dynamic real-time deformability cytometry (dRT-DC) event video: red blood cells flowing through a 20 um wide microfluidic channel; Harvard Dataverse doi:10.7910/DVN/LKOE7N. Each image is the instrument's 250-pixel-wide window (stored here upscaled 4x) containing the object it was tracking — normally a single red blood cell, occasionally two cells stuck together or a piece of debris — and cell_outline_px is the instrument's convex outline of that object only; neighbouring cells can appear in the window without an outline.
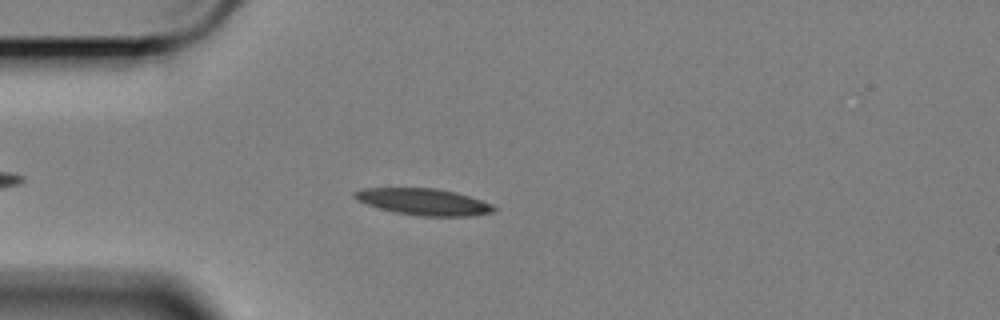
{"species": "Egyptian fruit bat (a non-hibernating species)", "species_latin": "Rousettus aegyptiacus", "temperature_condition": "cold", "stored_images_in_passage": 35, "camera_frame_rate_fps": 3000, "um_per_image_px": 0.085, "animal": {"sex": "female"}, "frame": {"image": 1, "passage_image": 2, "time_ms": 0.333, "image_size_px": [1000, 320], "cell_outline_px": [[496, 208], [492, 212], [472, 216], [416, 216], [396, 212], [364, 204], [356, 200], [352, 196], [352, 192], [364, 188], [436, 188], [456, 192], [492, 204]], "centroid_in_image_um": [35.96, 17.15], "position_along_channel_um": 49.0, "area_um2": 21.62}}
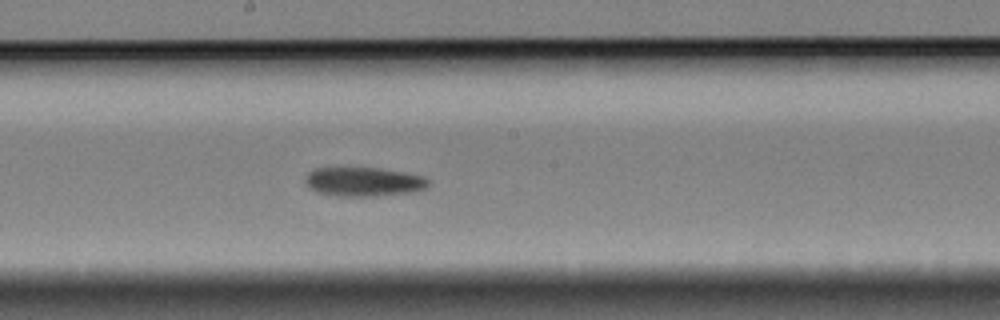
{"frame": {"image": 2, "passage_image": 18, "time_ms": 5.667, "image_size_px": [1000, 320], "cell_outline_px": [[428, 188], [416, 192], [372, 196], [336, 196], [316, 192], [308, 188], [304, 180], [308, 172], [312, 168], [380, 168], [404, 172], [424, 176], [428, 180]], "centroid_in_image_um": [30.9, 15.45], "position_along_channel_um": 217.3, "area_um2": 21.15}}
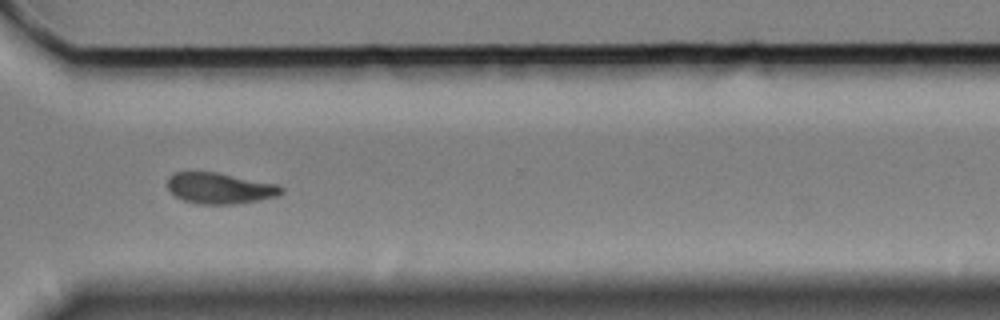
{"frame": {"image": 3, "passage_image": 30, "time_ms": 9.667, "image_size_px": [1000, 320], "cell_outline_px": [[284, 192], [276, 196], [236, 204], [200, 204], [184, 200], [176, 196], [168, 188], [168, 176], [172, 172], [216, 172], [280, 184], [284, 188]], "centroid_in_image_um": [18.71, 15.99], "position_along_channel_um": 351.9, "area_um2": 20.58}, "authors_computed_cell_mechanics": {"area_um2": 21.2704, "velocity_mm_per_s": 3.371, "shape_relaxation_time_tau1_ms": 5.9003, "shape_relaxation_time_tau2_ms": null, "deformation_change_tau1": 0.1528, "deformation_change_tau2": null}}